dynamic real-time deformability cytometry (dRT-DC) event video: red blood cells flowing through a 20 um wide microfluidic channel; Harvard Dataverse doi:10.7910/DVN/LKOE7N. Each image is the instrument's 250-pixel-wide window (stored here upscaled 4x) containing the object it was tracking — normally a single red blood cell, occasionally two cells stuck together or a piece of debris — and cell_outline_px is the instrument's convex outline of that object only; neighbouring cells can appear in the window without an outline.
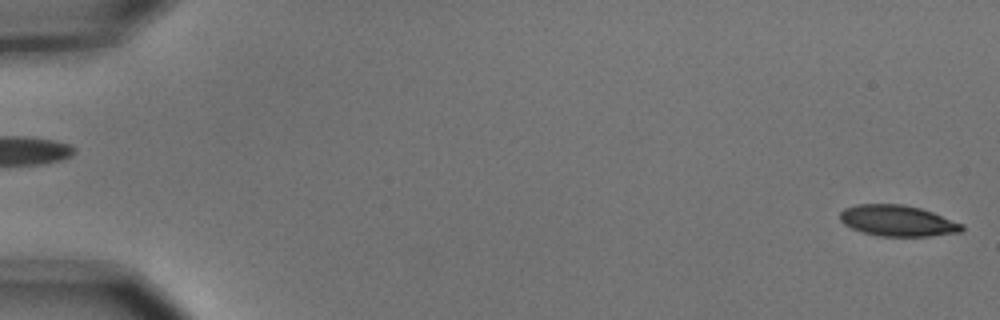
{"species": "common noctule bat (a hibernating species)", "species_latin": "Nyctalus noctula", "temperature_condition": "cold", "stored_images_in_passage": 5, "camera_frame_rate_fps": 3000, "um_per_image_px": 0.085, "animal": {"sex": "male", "body_mass_g": 15.6}, "frame": {"image": 1, "passage_image": 5, "time_ms": 1.333, "image_size_px": [1000, 320], "cell_outline_px": [[964, 232], [928, 236], [880, 236], [860, 232], [844, 224], [840, 220], [840, 212], [844, 208], [856, 204], [904, 204], [920, 208], [932, 212], [964, 224]], "centroid_in_image_um": [76.3, 18.76], "position_along_channel_um": 8.7, "area_um2": 22.2}}